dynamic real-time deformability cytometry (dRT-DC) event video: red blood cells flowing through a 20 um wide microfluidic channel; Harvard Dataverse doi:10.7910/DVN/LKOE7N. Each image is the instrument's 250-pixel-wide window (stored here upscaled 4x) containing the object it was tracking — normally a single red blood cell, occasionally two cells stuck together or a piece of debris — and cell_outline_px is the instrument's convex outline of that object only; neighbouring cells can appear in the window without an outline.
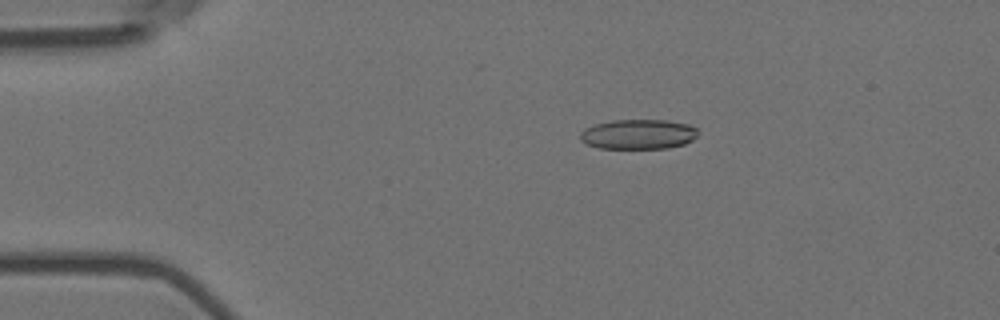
{"species": "Egyptian fruit bat (a non-hibernating species)", "species_latin": "Rousettus aegyptiacus", "temperature_condition": "room temperature", "stored_images_in_passage": 54, "camera_frame_rate_fps": 3000, "um_per_image_px": 0.085, "animal": {"sex": "female"}, "frame": {"image": 1, "passage_image": 8, "time_ms": 2.333, "image_size_px": [1000, 320], "cell_outline_px": [[700, 132], [692, 140], [684, 144], [668, 148], [600, 148], [588, 144], [580, 140], [580, 132], [584, 128], [596, 124], [612, 120], [664, 120], [688, 124], [696, 128]], "centroid_in_image_um": [54.26, 11.41], "position_along_channel_um": 30.7, "area_um2": 20.46}}
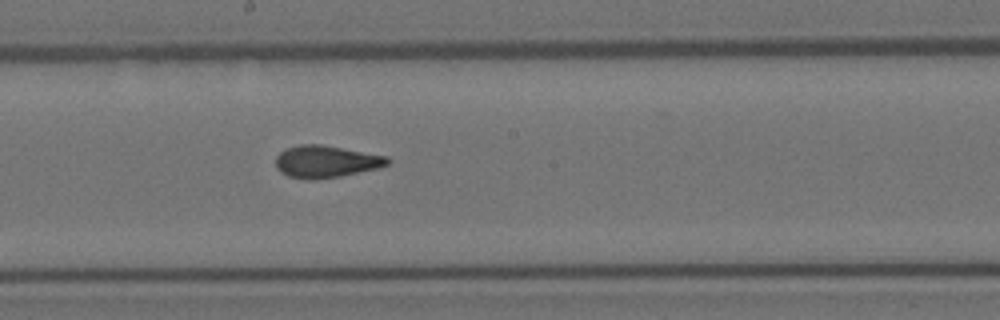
{"frame": {"image": 2, "passage_image": 28, "time_ms": 9.0, "image_size_px": [1000, 320], "cell_outline_px": [[392, 160], [388, 164], [376, 168], [340, 176], [312, 180], [288, 176], [280, 172], [276, 168], [276, 156], [280, 152], [288, 148], [300, 144], [320, 144], [388, 156]], "centroid_in_image_um": [27.7, 13.73], "position_along_channel_um": 220.5, "area_um2": 20.81}}
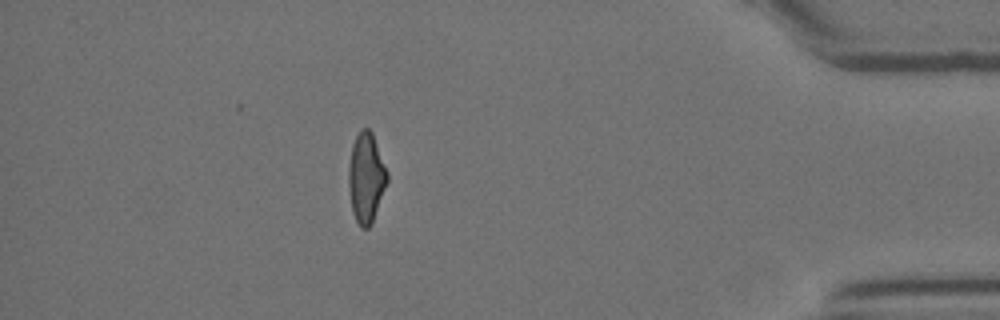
{"frame": {"image": 3, "passage_image": 47, "time_ms": 15.333, "image_size_px": [1000, 320], "cell_outline_px": [[388, 180], [372, 224], [368, 228], [360, 228], [352, 212], [348, 184], [348, 168], [352, 144], [360, 128], [368, 128], [372, 132], [388, 172]], "centroid_in_image_um": [31.11, 15.11], "position_along_channel_um": 404.1, "area_um2": 20.4}, "authors_computed_cell_mechanics": {"area_um2": 20.6635, "velocity_mm_per_s": 3.6173, "shape_relaxation_time_tau1_ms": 7.4128, "shape_relaxation_time_tau2_ms": 1.7427, "deformation_change_tau1": 0.1761, "deformation_change_tau2": 0.0741}}